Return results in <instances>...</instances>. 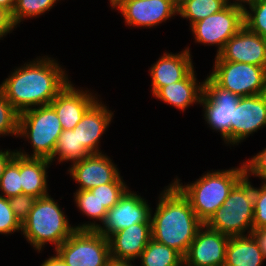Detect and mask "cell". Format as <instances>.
Here are the masks:
<instances>
[{"mask_svg": "<svg viewBox=\"0 0 266 266\" xmlns=\"http://www.w3.org/2000/svg\"><path fill=\"white\" fill-rule=\"evenodd\" d=\"M252 182V179L244 176L205 225L229 237L250 235L253 231L254 217V184Z\"/></svg>", "mask_w": 266, "mask_h": 266, "instance_id": "cell-6", "label": "cell"}, {"mask_svg": "<svg viewBox=\"0 0 266 266\" xmlns=\"http://www.w3.org/2000/svg\"><path fill=\"white\" fill-rule=\"evenodd\" d=\"M52 163L45 158L25 157L20 155V175L23 194L36 198L50 194L49 168Z\"/></svg>", "mask_w": 266, "mask_h": 266, "instance_id": "cell-22", "label": "cell"}, {"mask_svg": "<svg viewBox=\"0 0 266 266\" xmlns=\"http://www.w3.org/2000/svg\"><path fill=\"white\" fill-rule=\"evenodd\" d=\"M212 61L242 62L266 69V38L250 31L244 25Z\"/></svg>", "mask_w": 266, "mask_h": 266, "instance_id": "cell-19", "label": "cell"}, {"mask_svg": "<svg viewBox=\"0 0 266 266\" xmlns=\"http://www.w3.org/2000/svg\"><path fill=\"white\" fill-rule=\"evenodd\" d=\"M0 7L9 10L12 13L15 7V0H0Z\"/></svg>", "mask_w": 266, "mask_h": 266, "instance_id": "cell-42", "label": "cell"}, {"mask_svg": "<svg viewBox=\"0 0 266 266\" xmlns=\"http://www.w3.org/2000/svg\"><path fill=\"white\" fill-rule=\"evenodd\" d=\"M151 238V222L135 223L117 231L108 238L111 259L137 261Z\"/></svg>", "mask_w": 266, "mask_h": 266, "instance_id": "cell-20", "label": "cell"}, {"mask_svg": "<svg viewBox=\"0 0 266 266\" xmlns=\"http://www.w3.org/2000/svg\"><path fill=\"white\" fill-rule=\"evenodd\" d=\"M61 0H15V7L12 12V18L17 27H20L23 22L31 21L34 18L38 19L49 14L51 9H54ZM56 4V5H55Z\"/></svg>", "mask_w": 266, "mask_h": 266, "instance_id": "cell-28", "label": "cell"}, {"mask_svg": "<svg viewBox=\"0 0 266 266\" xmlns=\"http://www.w3.org/2000/svg\"><path fill=\"white\" fill-rule=\"evenodd\" d=\"M266 228V182L254 185L253 230Z\"/></svg>", "mask_w": 266, "mask_h": 266, "instance_id": "cell-35", "label": "cell"}, {"mask_svg": "<svg viewBox=\"0 0 266 266\" xmlns=\"http://www.w3.org/2000/svg\"><path fill=\"white\" fill-rule=\"evenodd\" d=\"M229 3L226 0H185L178 6V17L189 21L188 26L220 12Z\"/></svg>", "mask_w": 266, "mask_h": 266, "instance_id": "cell-27", "label": "cell"}, {"mask_svg": "<svg viewBox=\"0 0 266 266\" xmlns=\"http://www.w3.org/2000/svg\"><path fill=\"white\" fill-rule=\"evenodd\" d=\"M90 154L79 144L77 127L72 130H63L60 134L53 157L49 160L52 165L69 164V166Z\"/></svg>", "mask_w": 266, "mask_h": 266, "instance_id": "cell-25", "label": "cell"}, {"mask_svg": "<svg viewBox=\"0 0 266 266\" xmlns=\"http://www.w3.org/2000/svg\"><path fill=\"white\" fill-rule=\"evenodd\" d=\"M214 62V63H213ZM207 73L220 87L239 97L266 93V69L242 62L212 61Z\"/></svg>", "mask_w": 266, "mask_h": 266, "instance_id": "cell-9", "label": "cell"}, {"mask_svg": "<svg viewBox=\"0 0 266 266\" xmlns=\"http://www.w3.org/2000/svg\"><path fill=\"white\" fill-rule=\"evenodd\" d=\"M1 40L4 41V37L0 34V42Z\"/></svg>", "mask_w": 266, "mask_h": 266, "instance_id": "cell-47", "label": "cell"}, {"mask_svg": "<svg viewBox=\"0 0 266 266\" xmlns=\"http://www.w3.org/2000/svg\"><path fill=\"white\" fill-rule=\"evenodd\" d=\"M264 128L266 93L240 97L231 121V149L241 146L250 136Z\"/></svg>", "mask_w": 266, "mask_h": 266, "instance_id": "cell-14", "label": "cell"}, {"mask_svg": "<svg viewBox=\"0 0 266 266\" xmlns=\"http://www.w3.org/2000/svg\"><path fill=\"white\" fill-rule=\"evenodd\" d=\"M69 81L51 101L63 130H72L80 122L85 112L102 96L91 87H81Z\"/></svg>", "mask_w": 266, "mask_h": 266, "instance_id": "cell-15", "label": "cell"}, {"mask_svg": "<svg viewBox=\"0 0 266 266\" xmlns=\"http://www.w3.org/2000/svg\"><path fill=\"white\" fill-rule=\"evenodd\" d=\"M19 112L5 98L4 93L0 89V138L18 137Z\"/></svg>", "mask_w": 266, "mask_h": 266, "instance_id": "cell-31", "label": "cell"}, {"mask_svg": "<svg viewBox=\"0 0 266 266\" xmlns=\"http://www.w3.org/2000/svg\"><path fill=\"white\" fill-rule=\"evenodd\" d=\"M229 4H237L244 6L249 0H226Z\"/></svg>", "mask_w": 266, "mask_h": 266, "instance_id": "cell-43", "label": "cell"}, {"mask_svg": "<svg viewBox=\"0 0 266 266\" xmlns=\"http://www.w3.org/2000/svg\"><path fill=\"white\" fill-rule=\"evenodd\" d=\"M259 1H263V0H249L247 3H254V2H259Z\"/></svg>", "mask_w": 266, "mask_h": 266, "instance_id": "cell-46", "label": "cell"}, {"mask_svg": "<svg viewBox=\"0 0 266 266\" xmlns=\"http://www.w3.org/2000/svg\"><path fill=\"white\" fill-rule=\"evenodd\" d=\"M156 207L151 209L152 239L178 251L183 257L203 223L189 200L170 182L160 188Z\"/></svg>", "mask_w": 266, "mask_h": 266, "instance_id": "cell-2", "label": "cell"}, {"mask_svg": "<svg viewBox=\"0 0 266 266\" xmlns=\"http://www.w3.org/2000/svg\"><path fill=\"white\" fill-rule=\"evenodd\" d=\"M191 45H187L181 51L174 53L164 50L161 56L149 66L150 95L153 96L161 87L183 80L194 68Z\"/></svg>", "mask_w": 266, "mask_h": 266, "instance_id": "cell-16", "label": "cell"}, {"mask_svg": "<svg viewBox=\"0 0 266 266\" xmlns=\"http://www.w3.org/2000/svg\"><path fill=\"white\" fill-rule=\"evenodd\" d=\"M257 152L251 157H244L245 160H241L244 164L245 176L249 179L256 178L266 182V146Z\"/></svg>", "mask_w": 266, "mask_h": 266, "instance_id": "cell-34", "label": "cell"}, {"mask_svg": "<svg viewBox=\"0 0 266 266\" xmlns=\"http://www.w3.org/2000/svg\"><path fill=\"white\" fill-rule=\"evenodd\" d=\"M54 253L51 254L50 253L47 255L48 257H45V259L40 262L39 266H66V264L64 263V261L60 258V256L53 251Z\"/></svg>", "mask_w": 266, "mask_h": 266, "instance_id": "cell-40", "label": "cell"}, {"mask_svg": "<svg viewBox=\"0 0 266 266\" xmlns=\"http://www.w3.org/2000/svg\"><path fill=\"white\" fill-rule=\"evenodd\" d=\"M55 252L66 266H105L111 259L109 240L97 230H75Z\"/></svg>", "mask_w": 266, "mask_h": 266, "instance_id": "cell-10", "label": "cell"}, {"mask_svg": "<svg viewBox=\"0 0 266 266\" xmlns=\"http://www.w3.org/2000/svg\"><path fill=\"white\" fill-rule=\"evenodd\" d=\"M135 262L136 266H184V257L175 249L151 238Z\"/></svg>", "mask_w": 266, "mask_h": 266, "instance_id": "cell-26", "label": "cell"}, {"mask_svg": "<svg viewBox=\"0 0 266 266\" xmlns=\"http://www.w3.org/2000/svg\"><path fill=\"white\" fill-rule=\"evenodd\" d=\"M229 238L203 224L184 256V266H224Z\"/></svg>", "mask_w": 266, "mask_h": 266, "instance_id": "cell-17", "label": "cell"}, {"mask_svg": "<svg viewBox=\"0 0 266 266\" xmlns=\"http://www.w3.org/2000/svg\"><path fill=\"white\" fill-rule=\"evenodd\" d=\"M244 176L245 168L242 161L229 169H208L195 178V181L183 183L181 177L176 175L171 182L189 200L198 219L205 224Z\"/></svg>", "mask_w": 266, "mask_h": 266, "instance_id": "cell-3", "label": "cell"}, {"mask_svg": "<svg viewBox=\"0 0 266 266\" xmlns=\"http://www.w3.org/2000/svg\"><path fill=\"white\" fill-rule=\"evenodd\" d=\"M194 68L183 80L161 87L152 97L157 101L186 113L190 107L199 106L204 91V80L198 81Z\"/></svg>", "mask_w": 266, "mask_h": 266, "instance_id": "cell-21", "label": "cell"}, {"mask_svg": "<svg viewBox=\"0 0 266 266\" xmlns=\"http://www.w3.org/2000/svg\"><path fill=\"white\" fill-rule=\"evenodd\" d=\"M21 230L22 224L13 213L8 199L0 195V235L5 237L15 233H20L21 235Z\"/></svg>", "mask_w": 266, "mask_h": 266, "instance_id": "cell-33", "label": "cell"}, {"mask_svg": "<svg viewBox=\"0 0 266 266\" xmlns=\"http://www.w3.org/2000/svg\"><path fill=\"white\" fill-rule=\"evenodd\" d=\"M251 234L255 237L256 241L258 242V245L262 250L266 260V228L255 229L252 231Z\"/></svg>", "mask_w": 266, "mask_h": 266, "instance_id": "cell-39", "label": "cell"}, {"mask_svg": "<svg viewBox=\"0 0 266 266\" xmlns=\"http://www.w3.org/2000/svg\"><path fill=\"white\" fill-rule=\"evenodd\" d=\"M111 9L120 14L129 29H156L178 16L173 0H118Z\"/></svg>", "mask_w": 266, "mask_h": 266, "instance_id": "cell-11", "label": "cell"}, {"mask_svg": "<svg viewBox=\"0 0 266 266\" xmlns=\"http://www.w3.org/2000/svg\"><path fill=\"white\" fill-rule=\"evenodd\" d=\"M108 155L107 152L90 154L66 167L65 174L76 183V190H90L102 184L114 182L121 175L113 156Z\"/></svg>", "mask_w": 266, "mask_h": 266, "instance_id": "cell-13", "label": "cell"}, {"mask_svg": "<svg viewBox=\"0 0 266 266\" xmlns=\"http://www.w3.org/2000/svg\"><path fill=\"white\" fill-rule=\"evenodd\" d=\"M1 147L3 146H0V180L6 165L16 154L15 148L12 150L9 147L8 148H1Z\"/></svg>", "mask_w": 266, "mask_h": 266, "instance_id": "cell-38", "label": "cell"}, {"mask_svg": "<svg viewBox=\"0 0 266 266\" xmlns=\"http://www.w3.org/2000/svg\"><path fill=\"white\" fill-rule=\"evenodd\" d=\"M20 194H23L20 175V154L16 152L6 165L1 177L0 195L9 199Z\"/></svg>", "mask_w": 266, "mask_h": 266, "instance_id": "cell-29", "label": "cell"}, {"mask_svg": "<svg viewBox=\"0 0 266 266\" xmlns=\"http://www.w3.org/2000/svg\"><path fill=\"white\" fill-rule=\"evenodd\" d=\"M52 56L43 53L33 59H25L26 62L22 60L23 63L12 67L0 83L5 98L19 113L50 104L72 80L66 66Z\"/></svg>", "mask_w": 266, "mask_h": 266, "instance_id": "cell-1", "label": "cell"}, {"mask_svg": "<svg viewBox=\"0 0 266 266\" xmlns=\"http://www.w3.org/2000/svg\"><path fill=\"white\" fill-rule=\"evenodd\" d=\"M185 0H173V2L179 6L180 4H182Z\"/></svg>", "mask_w": 266, "mask_h": 266, "instance_id": "cell-45", "label": "cell"}, {"mask_svg": "<svg viewBox=\"0 0 266 266\" xmlns=\"http://www.w3.org/2000/svg\"><path fill=\"white\" fill-rule=\"evenodd\" d=\"M72 198V203L74 202L80 215L88 218V221L78 224L75 222L76 230H97L106 218L108 210L105 206L100 204L90 190H74Z\"/></svg>", "mask_w": 266, "mask_h": 266, "instance_id": "cell-24", "label": "cell"}, {"mask_svg": "<svg viewBox=\"0 0 266 266\" xmlns=\"http://www.w3.org/2000/svg\"><path fill=\"white\" fill-rule=\"evenodd\" d=\"M100 97L84 114L80 122L76 125L78 131L79 144L89 154L104 153L101 143L104 135L114 122V112L112 107ZM112 108V109H110ZM102 139V140H101ZM102 149V150H101Z\"/></svg>", "mask_w": 266, "mask_h": 266, "instance_id": "cell-18", "label": "cell"}, {"mask_svg": "<svg viewBox=\"0 0 266 266\" xmlns=\"http://www.w3.org/2000/svg\"><path fill=\"white\" fill-rule=\"evenodd\" d=\"M244 25L252 32L266 38V0L246 3Z\"/></svg>", "mask_w": 266, "mask_h": 266, "instance_id": "cell-32", "label": "cell"}, {"mask_svg": "<svg viewBox=\"0 0 266 266\" xmlns=\"http://www.w3.org/2000/svg\"><path fill=\"white\" fill-rule=\"evenodd\" d=\"M36 200L35 196L29 194H20L8 199L13 213L21 224L27 219Z\"/></svg>", "mask_w": 266, "mask_h": 266, "instance_id": "cell-36", "label": "cell"}, {"mask_svg": "<svg viewBox=\"0 0 266 266\" xmlns=\"http://www.w3.org/2000/svg\"><path fill=\"white\" fill-rule=\"evenodd\" d=\"M130 187L111 209L97 231L109 238L135 223L151 222L152 202ZM149 201V202H148ZM151 202V203H150Z\"/></svg>", "mask_w": 266, "mask_h": 266, "instance_id": "cell-12", "label": "cell"}, {"mask_svg": "<svg viewBox=\"0 0 266 266\" xmlns=\"http://www.w3.org/2000/svg\"><path fill=\"white\" fill-rule=\"evenodd\" d=\"M108 6L112 7L118 0H108Z\"/></svg>", "mask_w": 266, "mask_h": 266, "instance_id": "cell-44", "label": "cell"}, {"mask_svg": "<svg viewBox=\"0 0 266 266\" xmlns=\"http://www.w3.org/2000/svg\"><path fill=\"white\" fill-rule=\"evenodd\" d=\"M51 195L37 198L22 223L21 236L37 254H42L48 245L55 251L76 230L66 209Z\"/></svg>", "mask_w": 266, "mask_h": 266, "instance_id": "cell-4", "label": "cell"}, {"mask_svg": "<svg viewBox=\"0 0 266 266\" xmlns=\"http://www.w3.org/2000/svg\"><path fill=\"white\" fill-rule=\"evenodd\" d=\"M124 180L122 174L111 183L102 184L90 189L93 195L97 198L101 205H104L107 210L111 209L118 203L119 199L131 187Z\"/></svg>", "mask_w": 266, "mask_h": 266, "instance_id": "cell-30", "label": "cell"}, {"mask_svg": "<svg viewBox=\"0 0 266 266\" xmlns=\"http://www.w3.org/2000/svg\"><path fill=\"white\" fill-rule=\"evenodd\" d=\"M18 27L15 25L13 18H12V13L3 8L0 7V34L6 38L8 37V34H13Z\"/></svg>", "mask_w": 266, "mask_h": 266, "instance_id": "cell-37", "label": "cell"}, {"mask_svg": "<svg viewBox=\"0 0 266 266\" xmlns=\"http://www.w3.org/2000/svg\"><path fill=\"white\" fill-rule=\"evenodd\" d=\"M244 26V7L228 4L220 12L212 14L188 28L194 38L193 44L214 47L215 56L227 41Z\"/></svg>", "mask_w": 266, "mask_h": 266, "instance_id": "cell-8", "label": "cell"}, {"mask_svg": "<svg viewBox=\"0 0 266 266\" xmlns=\"http://www.w3.org/2000/svg\"><path fill=\"white\" fill-rule=\"evenodd\" d=\"M62 131L60 120L50 104L27 109L19 113L17 139L24 143L16 147V152L25 157L50 160ZM25 144L31 147L30 151Z\"/></svg>", "mask_w": 266, "mask_h": 266, "instance_id": "cell-5", "label": "cell"}, {"mask_svg": "<svg viewBox=\"0 0 266 266\" xmlns=\"http://www.w3.org/2000/svg\"><path fill=\"white\" fill-rule=\"evenodd\" d=\"M237 94L220 87L208 74L204 77V91L200 99L205 126L220 135L222 144L231 149V121L239 101Z\"/></svg>", "mask_w": 266, "mask_h": 266, "instance_id": "cell-7", "label": "cell"}, {"mask_svg": "<svg viewBox=\"0 0 266 266\" xmlns=\"http://www.w3.org/2000/svg\"><path fill=\"white\" fill-rule=\"evenodd\" d=\"M265 262L263 252L252 234L229 238L224 266H265Z\"/></svg>", "mask_w": 266, "mask_h": 266, "instance_id": "cell-23", "label": "cell"}, {"mask_svg": "<svg viewBox=\"0 0 266 266\" xmlns=\"http://www.w3.org/2000/svg\"><path fill=\"white\" fill-rule=\"evenodd\" d=\"M105 266H136L135 262L110 259Z\"/></svg>", "mask_w": 266, "mask_h": 266, "instance_id": "cell-41", "label": "cell"}]
</instances>
